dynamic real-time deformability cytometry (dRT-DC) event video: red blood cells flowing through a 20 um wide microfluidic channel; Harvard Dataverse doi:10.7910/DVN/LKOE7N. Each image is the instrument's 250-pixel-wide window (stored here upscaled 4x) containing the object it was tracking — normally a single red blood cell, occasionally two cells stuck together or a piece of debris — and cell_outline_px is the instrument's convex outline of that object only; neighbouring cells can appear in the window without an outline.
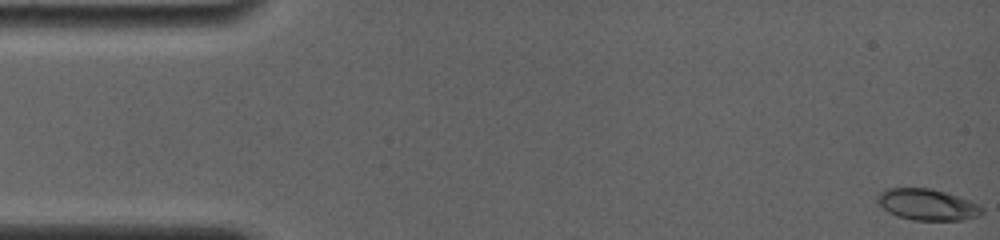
{"species": "common noctule bat (a hibernating species)", "species_latin": "Nyctalus noctula", "temperature_condition": "room temperature", "stored_images_in_passage": 49, "camera_frame_rate_fps": 4000, "um_per_image_px": 0.085, "animal": {"sex": "female", "body_mass_g": 19.0, "forearm_length_mm": 56.7}, "frame": {"image": 1, "passage_image": 1, "time_ms": 0.0, "image_size_px": [1000, 240], "cell_outline_px": [[984, 212], [980, 216], [964, 220], [912, 220], [896, 216], [888, 212], [876, 200], [876, 196], [884, 188], [932, 188], [968, 200], [984, 208]], "centroid_in_image_um": [78.81, 17.4], "position_along_channel_um": 6.2, "area_um2": 19.13}}
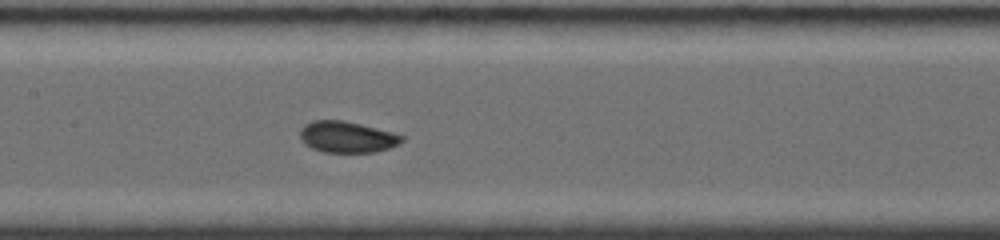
{"frame": {"image": 2, "passage_image": 31, "time_ms": 7.75, "image_size_px": [1000, 240], "cell_outline_px": [[404, 140], [400, 144], [376, 152], [324, 152], [312, 148], [304, 144], [300, 136], [300, 128], [304, 124], [312, 120], [344, 120], [392, 132], [404, 136]], "centroid_in_image_um": [29.48, 11.64], "position_along_channel_um": 177.9, "area_um2": 18.61}}
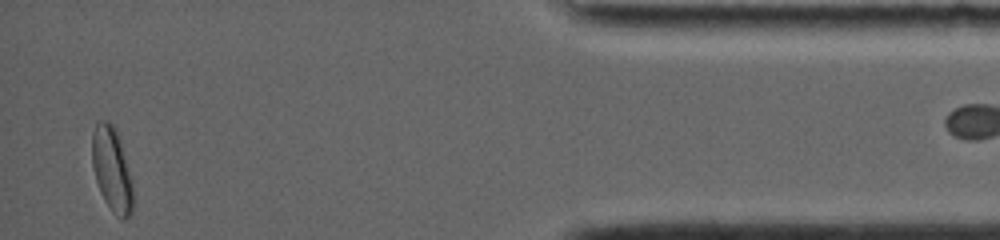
{"frame": {"image": 3, "passage_image": 47, "time_ms": 15.5, "image_size_px": [1000, 240], "cell_outline_px": [[132, 212], [124, 220], [120, 220], [112, 212], [104, 200], [100, 192], [96, 180], [92, 164], [92, 132], [96, 124], [100, 120], [104, 120], [112, 124], [116, 128], [132, 184]], "centroid_in_image_um": [9.48, 14.43], "position_along_channel_um": 425.7, "area_um2": 19.83}}